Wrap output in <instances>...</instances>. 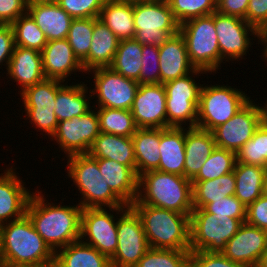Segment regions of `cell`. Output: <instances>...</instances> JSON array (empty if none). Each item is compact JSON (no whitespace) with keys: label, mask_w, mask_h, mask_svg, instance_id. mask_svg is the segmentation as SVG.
<instances>
[{"label":"cell","mask_w":267,"mask_h":267,"mask_svg":"<svg viewBox=\"0 0 267 267\" xmlns=\"http://www.w3.org/2000/svg\"><path fill=\"white\" fill-rule=\"evenodd\" d=\"M45 199L41 191L32 192L26 214L37 233L56 252L58 249L80 240L83 208L79 204L74 206L55 205L46 202Z\"/></svg>","instance_id":"cell-1"},{"label":"cell","mask_w":267,"mask_h":267,"mask_svg":"<svg viewBox=\"0 0 267 267\" xmlns=\"http://www.w3.org/2000/svg\"><path fill=\"white\" fill-rule=\"evenodd\" d=\"M1 243L4 267H54L55 252L27 214L1 225Z\"/></svg>","instance_id":"cell-2"},{"label":"cell","mask_w":267,"mask_h":267,"mask_svg":"<svg viewBox=\"0 0 267 267\" xmlns=\"http://www.w3.org/2000/svg\"><path fill=\"white\" fill-rule=\"evenodd\" d=\"M132 204H147L191 215L192 182L177 174L150 170L138 176V194Z\"/></svg>","instance_id":"cell-3"},{"label":"cell","mask_w":267,"mask_h":267,"mask_svg":"<svg viewBox=\"0 0 267 267\" xmlns=\"http://www.w3.org/2000/svg\"><path fill=\"white\" fill-rule=\"evenodd\" d=\"M130 206L142 221L150 248L190 250V215L147 204Z\"/></svg>","instance_id":"cell-4"},{"label":"cell","mask_w":267,"mask_h":267,"mask_svg":"<svg viewBox=\"0 0 267 267\" xmlns=\"http://www.w3.org/2000/svg\"><path fill=\"white\" fill-rule=\"evenodd\" d=\"M68 177L72 178L83 196L79 205L82 208L129 207L109 187L98 167L97 158L88 153L67 157Z\"/></svg>","instance_id":"cell-5"},{"label":"cell","mask_w":267,"mask_h":267,"mask_svg":"<svg viewBox=\"0 0 267 267\" xmlns=\"http://www.w3.org/2000/svg\"><path fill=\"white\" fill-rule=\"evenodd\" d=\"M187 53L195 69L214 73L221 67L218 38L214 26V13L190 19L179 26Z\"/></svg>","instance_id":"cell-6"},{"label":"cell","mask_w":267,"mask_h":267,"mask_svg":"<svg viewBox=\"0 0 267 267\" xmlns=\"http://www.w3.org/2000/svg\"><path fill=\"white\" fill-rule=\"evenodd\" d=\"M134 39L142 45L161 46L179 32L167 0L133 2Z\"/></svg>","instance_id":"cell-7"},{"label":"cell","mask_w":267,"mask_h":267,"mask_svg":"<svg viewBox=\"0 0 267 267\" xmlns=\"http://www.w3.org/2000/svg\"><path fill=\"white\" fill-rule=\"evenodd\" d=\"M241 224L239 219L194 208L190 215V251L221 253Z\"/></svg>","instance_id":"cell-8"},{"label":"cell","mask_w":267,"mask_h":267,"mask_svg":"<svg viewBox=\"0 0 267 267\" xmlns=\"http://www.w3.org/2000/svg\"><path fill=\"white\" fill-rule=\"evenodd\" d=\"M239 90L227 85H202L196 127L211 132L231 119L250 100Z\"/></svg>","instance_id":"cell-9"},{"label":"cell","mask_w":267,"mask_h":267,"mask_svg":"<svg viewBox=\"0 0 267 267\" xmlns=\"http://www.w3.org/2000/svg\"><path fill=\"white\" fill-rule=\"evenodd\" d=\"M200 72L202 74H208L203 70L195 69L183 77L164 83L167 128H182L186 124V121L189 122L187 128L196 127L202 84L199 82L197 84L192 76H197L201 74Z\"/></svg>","instance_id":"cell-10"},{"label":"cell","mask_w":267,"mask_h":267,"mask_svg":"<svg viewBox=\"0 0 267 267\" xmlns=\"http://www.w3.org/2000/svg\"><path fill=\"white\" fill-rule=\"evenodd\" d=\"M64 81L45 78L43 81L26 88L21 95L26 117L36 128L43 130L51 137L58 126L54 113L57 91L64 85Z\"/></svg>","instance_id":"cell-11"},{"label":"cell","mask_w":267,"mask_h":267,"mask_svg":"<svg viewBox=\"0 0 267 267\" xmlns=\"http://www.w3.org/2000/svg\"><path fill=\"white\" fill-rule=\"evenodd\" d=\"M150 249L142 221L129 206L118 218L117 248L110 258L112 267H135Z\"/></svg>","instance_id":"cell-12"},{"label":"cell","mask_w":267,"mask_h":267,"mask_svg":"<svg viewBox=\"0 0 267 267\" xmlns=\"http://www.w3.org/2000/svg\"><path fill=\"white\" fill-rule=\"evenodd\" d=\"M127 208H109V213L106 208H83L81 212L80 240L111 258L117 248L118 218L115 219L110 212L116 211V214H119V212L121 214ZM83 239H86V241Z\"/></svg>","instance_id":"cell-13"},{"label":"cell","mask_w":267,"mask_h":267,"mask_svg":"<svg viewBox=\"0 0 267 267\" xmlns=\"http://www.w3.org/2000/svg\"><path fill=\"white\" fill-rule=\"evenodd\" d=\"M93 72L94 89H90L89 98L97 97V107L130 110L139 87V83L128 79L111 67H100Z\"/></svg>","instance_id":"cell-14"},{"label":"cell","mask_w":267,"mask_h":267,"mask_svg":"<svg viewBox=\"0 0 267 267\" xmlns=\"http://www.w3.org/2000/svg\"><path fill=\"white\" fill-rule=\"evenodd\" d=\"M264 121L263 106L249 100L231 119L211 132L216 147L237 152Z\"/></svg>","instance_id":"cell-15"},{"label":"cell","mask_w":267,"mask_h":267,"mask_svg":"<svg viewBox=\"0 0 267 267\" xmlns=\"http://www.w3.org/2000/svg\"><path fill=\"white\" fill-rule=\"evenodd\" d=\"M214 26L218 38L220 56L225 61L242 59L251 47V35L262 42V34L244 19L214 12ZM251 32V33H250ZM250 45V46H249ZM227 59V60H226Z\"/></svg>","instance_id":"cell-16"},{"label":"cell","mask_w":267,"mask_h":267,"mask_svg":"<svg viewBox=\"0 0 267 267\" xmlns=\"http://www.w3.org/2000/svg\"><path fill=\"white\" fill-rule=\"evenodd\" d=\"M99 117L94 110L82 116L58 122L51 136L67 156L88 153L92 143L100 134Z\"/></svg>","instance_id":"cell-17"},{"label":"cell","mask_w":267,"mask_h":267,"mask_svg":"<svg viewBox=\"0 0 267 267\" xmlns=\"http://www.w3.org/2000/svg\"><path fill=\"white\" fill-rule=\"evenodd\" d=\"M130 111L138 128H167L164 84H139Z\"/></svg>","instance_id":"cell-18"},{"label":"cell","mask_w":267,"mask_h":267,"mask_svg":"<svg viewBox=\"0 0 267 267\" xmlns=\"http://www.w3.org/2000/svg\"><path fill=\"white\" fill-rule=\"evenodd\" d=\"M266 249L267 231L244 222L221 253L245 267H256Z\"/></svg>","instance_id":"cell-19"},{"label":"cell","mask_w":267,"mask_h":267,"mask_svg":"<svg viewBox=\"0 0 267 267\" xmlns=\"http://www.w3.org/2000/svg\"><path fill=\"white\" fill-rule=\"evenodd\" d=\"M16 174L12 166L0 174V225L23 217L32 195Z\"/></svg>","instance_id":"cell-20"},{"label":"cell","mask_w":267,"mask_h":267,"mask_svg":"<svg viewBox=\"0 0 267 267\" xmlns=\"http://www.w3.org/2000/svg\"><path fill=\"white\" fill-rule=\"evenodd\" d=\"M41 55L45 78L65 81L73 72L85 73L67 39L47 41Z\"/></svg>","instance_id":"cell-21"},{"label":"cell","mask_w":267,"mask_h":267,"mask_svg":"<svg viewBox=\"0 0 267 267\" xmlns=\"http://www.w3.org/2000/svg\"><path fill=\"white\" fill-rule=\"evenodd\" d=\"M160 83L183 77L195 70L180 32L159 46Z\"/></svg>","instance_id":"cell-22"},{"label":"cell","mask_w":267,"mask_h":267,"mask_svg":"<svg viewBox=\"0 0 267 267\" xmlns=\"http://www.w3.org/2000/svg\"><path fill=\"white\" fill-rule=\"evenodd\" d=\"M6 69L9 78L21 86L20 93L45 79L42 55L40 51L35 49L15 45Z\"/></svg>","instance_id":"cell-23"},{"label":"cell","mask_w":267,"mask_h":267,"mask_svg":"<svg viewBox=\"0 0 267 267\" xmlns=\"http://www.w3.org/2000/svg\"><path fill=\"white\" fill-rule=\"evenodd\" d=\"M27 12L45 34L47 41L67 38L73 18L58 3H28Z\"/></svg>","instance_id":"cell-24"},{"label":"cell","mask_w":267,"mask_h":267,"mask_svg":"<svg viewBox=\"0 0 267 267\" xmlns=\"http://www.w3.org/2000/svg\"><path fill=\"white\" fill-rule=\"evenodd\" d=\"M98 167L112 191L128 206L137 198L138 176L128 166L111 159L97 158Z\"/></svg>","instance_id":"cell-25"},{"label":"cell","mask_w":267,"mask_h":267,"mask_svg":"<svg viewBox=\"0 0 267 267\" xmlns=\"http://www.w3.org/2000/svg\"><path fill=\"white\" fill-rule=\"evenodd\" d=\"M158 171L184 176L185 128H160Z\"/></svg>","instance_id":"cell-26"},{"label":"cell","mask_w":267,"mask_h":267,"mask_svg":"<svg viewBox=\"0 0 267 267\" xmlns=\"http://www.w3.org/2000/svg\"><path fill=\"white\" fill-rule=\"evenodd\" d=\"M215 147L212 132L198 127L185 128L184 177L192 180Z\"/></svg>","instance_id":"cell-27"},{"label":"cell","mask_w":267,"mask_h":267,"mask_svg":"<svg viewBox=\"0 0 267 267\" xmlns=\"http://www.w3.org/2000/svg\"><path fill=\"white\" fill-rule=\"evenodd\" d=\"M119 41L118 37L97 19L94 23L89 55L81 62L85 73L100 67H110Z\"/></svg>","instance_id":"cell-28"},{"label":"cell","mask_w":267,"mask_h":267,"mask_svg":"<svg viewBox=\"0 0 267 267\" xmlns=\"http://www.w3.org/2000/svg\"><path fill=\"white\" fill-rule=\"evenodd\" d=\"M88 154L93 158L111 159L130 167L136 173V160L132 137L100 133Z\"/></svg>","instance_id":"cell-29"},{"label":"cell","mask_w":267,"mask_h":267,"mask_svg":"<svg viewBox=\"0 0 267 267\" xmlns=\"http://www.w3.org/2000/svg\"><path fill=\"white\" fill-rule=\"evenodd\" d=\"M54 267H112L110 258L81 240L55 252Z\"/></svg>","instance_id":"cell-30"},{"label":"cell","mask_w":267,"mask_h":267,"mask_svg":"<svg viewBox=\"0 0 267 267\" xmlns=\"http://www.w3.org/2000/svg\"><path fill=\"white\" fill-rule=\"evenodd\" d=\"M235 196L247 207L266 192V168L236 162Z\"/></svg>","instance_id":"cell-31"},{"label":"cell","mask_w":267,"mask_h":267,"mask_svg":"<svg viewBox=\"0 0 267 267\" xmlns=\"http://www.w3.org/2000/svg\"><path fill=\"white\" fill-rule=\"evenodd\" d=\"M136 175L156 170L160 162V128H138L132 135Z\"/></svg>","instance_id":"cell-32"},{"label":"cell","mask_w":267,"mask_h":267,"mask_svg":"<svg viewBox=\"0 0 267 267\" xmlns=\"http://www.w3.org/2000/svg\"><path fill=\"white\" fill-rule=\"evenodd\" d=\"M98 19H100L119 40L133 39L135 37L133 2L126 0H106Z\"/></svg>","instance_id":"cell-33"},{"label":"cell","mask_w":267,"mask_h":267,"mask_svg":"<svg viewBox=\"0 0 267 267\" xmlns=\"http://www.w3.org/2000/svg\"><path fill=\"white\" fill-rule=\"evenodd\" d=\"M84 83L63 85L57 91L54 113L58 122L82 116L92 109L90 99L86 97L88 87Z\"/></svg>","instance_id":"cell-34"},{"label":"cell","mask_w":267,"mask_h":267,"mask_svg":"<svg viewBox=\"0 0 267 267\" xmlns=\"http://www.w3.org/2000/svg\"><path fill=\"white\" fill-rule=\"evenodd\" d=\"M193 208H204L208 203L235 194L234 172L211 180H191Z\"/></svg>","instance_id":"cell-35"},{"label":"cell","mask_w":267,"mask_h":267,"mask_svg":"<svg viewBox=\"0 0 267 267\" xmlns=\"http://www.w3.org/2000/svg\"><path fill=\"white\" fill-rule=\"evenodd\" d=\"M143 45L133 39L120 40L111 68L140 84Z\"/></svg>","instance_id":"cell-36"},{"label":"cell","mask_w":267,"mask_h":267,"mask_svg":"<svg viewBox=\"0 0 267 267\" xmlns=\"http://www.w3.org/2000/svg\"><path fill=\"white\" fill-rule=\"evenodd\" d=\"M101 133L132 137L138 127L130 110L97 107Z\"/></svg>","instance_id":"cell-37"},{"label":"cell","mask_w":267,"mask_h":267,"mask_svg":"<svg viewBox=\"0 0 267 267\" xmlns=\"http://www.w3.org/2000/svg\"><path fill=\"white\" fill-rule=\"evenodd\" d=\"M16 46L42 51L47 44L45 34L27 12L11 24Z\"/></svg>","instance_id":"cell-38"},{"label":"cell","mask_w":267,"mask_h":267,"mask_svg":"<svg viewBox=\"0 0 267 267\" xmlns=\"http://www.w3.org/2000/svg\"><path fill=\"white\" fill-rule=\"evenodd\" d=\"M236 162L235 152L215 147L192 180H211L231 173L235 168Z\"/></svg>","instance_id":"cell-39"},{"label":"cell","mask_w":267,"mask_h":267,"mask_svg":"<svg viewBox=\"0 0 267 267\" xmlns=\"http://www.w3.org/2000/svg\"><path fill=\"white\" fill-rule=\"evenodd\" d=\"M237 162L258 165L267 164V123L263 121L256 129L254 135L237 152Z\"/></svg>","instance_id":"cell-40"},{"label":"cell","mask_w":267,"mask_h":267,"mask_svg":"<svg viewBox=\"0 0 267 267\" xmlns=\"http://www.w3.org/2000/svg\"><path fill=\"white\" fill-rule=\"evenodd\" d=\"M98 18L73 19L67 40L74 55L82 62L88 55L91 47L94 23Z\"/></svg>","instance_id":"cell-41"},{"label":"cell","mask_w":267,"mask_h":267,"mask_svg":"<svg viewBox=\"0 0 267 267\" xmlns=\"http://www.w3.org/2000/svg\"><path fill=\"white\" fill-rule=\"evenodd\" d=\"M135 267H190V250L150 248Z\"/></svg>","instance_id":"cell-42"},{"label":"cell","mask_w":267,"mask_h":267,"mask_svg":"<svg viewBox=\"0 0 267 267\" xmlns=\"http://www.w3.org/2000/svg\"><path fill=\"white\" fill-rule=\"evenodd\" d=\"M179 25L217 11V0H167Z\"/></svg>","instance_id":"cell-43"},{"label":"cell","mask_w":267,"mask_h":267,"mask_svg":"<svg viewBox=\"0 0 267 267\" xmlns=\"http://www.w3.org/2000/svg\"><path fill=\"white\" fill-rule=\"evenodd\" d=\"M159 46L143 45L140 84L160 83Z\"/></svg>","instance_id":"cell-44"},{"label":"cell","mask_w":267,"mask_h":267,"mask_svg":"<svg viewBox=\"0 0 267 267\" xmlns=\"http://www.w3.org/2000/svg\"><path fill=\"white\" fill-rule=\"evenodd\" d=\"M106 0H59L58 5L73 19L98 18Z\"/></svg>","instance_id":"cell-45"},{"label":"cell","mask_w":267,"mask_h":267,"mask_svg":"<svg viewBox=\"0 0 267 267\" xmlns=\"http://www.w3.org/2000/svg\"><path fill=\"white\" fill-rule=\"evenodd\" d=\"M204 209L211 214L239 219L242 223L246 220V206L235 195L208 203Z\"/></svg>","instance_id":"cell-46"},{"label":"cell","mask_w":267,"mask_h":267,"mask_svg":"<svg viewBox=\"0 0 267 267\" xmlns=\"http://www.w3.org/2000/svg\"><path fill=\"white\" fill-rule=\"evenodd\" d=\"M190 267H245L219 252L190 251Z\"/></svg>","instance_id":"cell-47"},{"label":"cell","mask_w":267,"mask_h":267,"mask_svg":"<svg viewBox=\"0 0 267 267\" xmlns=\"http://www.w3.org/2000/svg\"><path fill=\"white\" fill-rule=\"evenodd\" d=\"M245 222L267 231V192L246 207Z\"/></svg>","instance_id":"cell-48"},{"label":"cell","mask_w":267,"mask_h":267,"mask_svg":"<svg viewBox=\"0 0 267 267\" xmlns=\"http://www.w3.org/2000/svg\"><path fill=\"white\" fill-rule=\"evenodd\" d=\"M246 22L261 34L267 30V0H249Z\"/></svg>","instance_id":"cell-49"},{"label":"cell","mask_w":267,"mask_h":267,"mask_svg":"<svg viewBox=\"0 0 267 267\" xmlns=\"http://www.w3.org/2000/svg\"><path fill=\"white\" fill-rule=\"evenodd\" d=\"M27 10V0H0V24L11 25Z\"/></svg>","instance_id":"cell-50"},{"label":"cell","mask_w":267,"mask_h":267,"mask_svg":"<svg viewBox=\"0 0 267 267\" xmlns=\"http://www.w3.org/2000/svg\"><path fill=\"white\" fill-rule=\"evenodd\" d=\"M15 47L14 34L11 25L0 24V65L7 67ZM2 63V64H1Z\"/></svg>","instance_id":"cell-51"},{"label":"cell","mask_w":267,"mask_h":267,"mask_svg":"<svg viewBox=\"0 0 267 267\" xmlns=\"http://www.w3.org/2000/svg\"><path fill=\"white\" fill-rule=\"evenodd\" d=\"M249 0H217V11L246 21Z\"/></svg>","instance_id":"cell-52"},{"label":"cell","mask_w":267,"mask_h":267,"mask_svg":"<svg viewBox=\"0 0 267 267\" xmlns=\"http://www.w3.org/2000/svg\"><path fill=\"white\" fill-rule=\"evenodd\" d=\"M256 267H267V249L266 251L262 254L259 263Z\"/></svg>","instance_id":"cell-53"},{"label":"cell","mask_w":267,"mask_h":267,"mask_svg":"<svg viewBox=\"0 0 267 267\" xmlns=\"http://www.w3.org/2000/svg\"><path fill=\"white\" fill-rule=\"evenodd\" d=\"M28 3H35V4H48V3H58L59 0H27Z\"/></svg>","instance_id":"cell-54"},{"label":"cell","mask_w":267,"mask_h":267,"mask_svg":"<svg viewBox=\"0 0 267 267\" xmlns=\"http://www.w3.org/2000/svg\"><path fill=\"white\" fill-rule=\"evenodd\" d=\"M262 44H265L264 45V50H263V56L262 57H264L265 59L264 60H266L267 61V34H262ZM266 46V47H265Z\"/></svg>","instance_id":"cell-55"},{"label":"cell","mask_w":267,"mask_h":267,"mask_svg":"<svg viewBox=\"0 0 267 267\" xmlns=\"http://www.w3.org/2000/svg\"><path fill=\"white\" fill-rule=\"evenodd\" d=\"M263 112H264V121L267 123V100L265 105L263 106Z\"/></svg>","instance_id":"cell-56"},{"label":"cell","mask_w":267,"mask_h":267,"mask_svg":"<svg viewBox=\"0 0 267 267\" xmlns=\"http://www.w3.org/2000/svg\"><path fill=\"white\" fill-rule=\"evenodd\" d=\"M1 253H2V243H1V225H0V260H1Z\"/></svg>","instance_id":"cell-57"},{"label":"cell","mask_w":267,"mask_h":267,"mask_svg":"<svg viewBox=\"0 0 267 267\" xmlns=\"http://www.w3.org/2000/svg\"><path fill=\"white\" fill-rule=\"evenodd\" d=\"M126 1L137 2V1H151V0H126Z\"/></svg>","instance_id":"cell-58"},{"label":"cell","mask_w":267,"mask_h":267,"mask_svg":"<svg viewBox=\"0 0 267 267\" xmlns=\"http://www.w3.org/2000/svg\"><path fill=\"white\" fill-rule=\"evenodd\" d=\"M0 267H4L2 260H0Z\"/></svg>","instance_id":"cell-59"},{"label":"cell","mask_w":267,"mask_h":267,"mask_svg":"<svg viewBox=\"0 0 267 267\" xmlns=\"http://www.w3.org/2000/svg\"><path fill=\"white\" fill-rule=\"evenodd\" d=\"M267 171V170H266ZM266 192H267V175H266Z\"/></svg>","instance_id":"cell-60"}]
</instances>
